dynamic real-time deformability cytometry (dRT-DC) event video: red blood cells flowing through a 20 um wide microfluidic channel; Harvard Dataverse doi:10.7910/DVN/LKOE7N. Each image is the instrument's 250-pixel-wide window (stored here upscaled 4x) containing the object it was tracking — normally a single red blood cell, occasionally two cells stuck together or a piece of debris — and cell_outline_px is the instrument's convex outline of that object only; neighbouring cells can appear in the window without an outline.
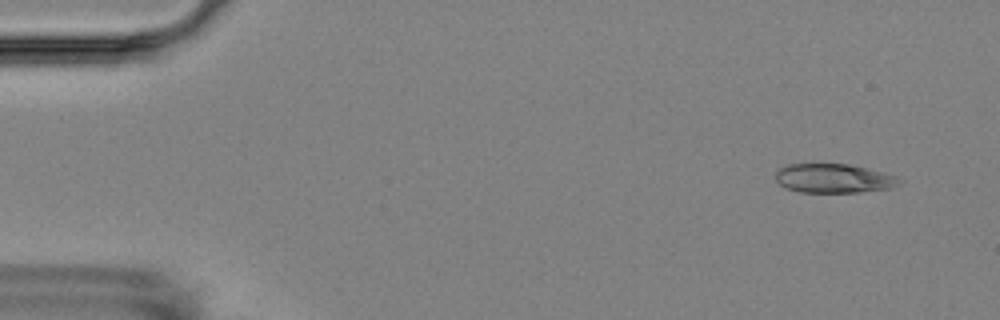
{"species": "Egyptian fruit bat (a non-hibernating species)", "species_latin": "Rousettus aegyptiacus", "temperature_condition": "room temperature", "stored_images_in_passage": 10, "camera_frame_rate_fps": 3000, "um_per_image_px": 0.085, "animal": {"sex": "female"}, "frame": {"image": 1, "passage_image": 1, "time_ms": 0.0, "image_size_px": [1000, 320], "cell_outline_px": [[904, 180], [900, 184], [892, 188], [860, 192], [800, 192], [784, 188], [776, 180], [776, 168], [788, 164], [848, 164], [884, 172], [896, 176]], "centroid_in_image_um": [70.87, 15.16], "position_along_channel_um": 14.1, "area_um2": 21.21}}
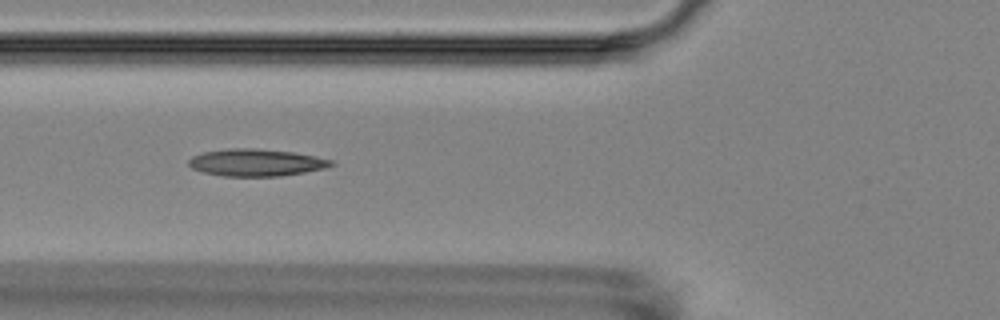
{"frame": {"image": 2, "passage_image": 6, "time_ms": 5.667, "image_size_px": [1000, 320], "cell_outline_px": [[336, 164], [324, 168], [304, 172], [280, 176], [224, 176], [204, 172], [192, 168], [188, 164], [188, 160], [192, 156], [204, 152], [228, 148], [256, 148], [292, 152], [316, 156], [332, 160]], "centroid_in_image_um": [21.77, 13.81], "position_along_channel_um": 104.0, "area_um2": 22.48}}
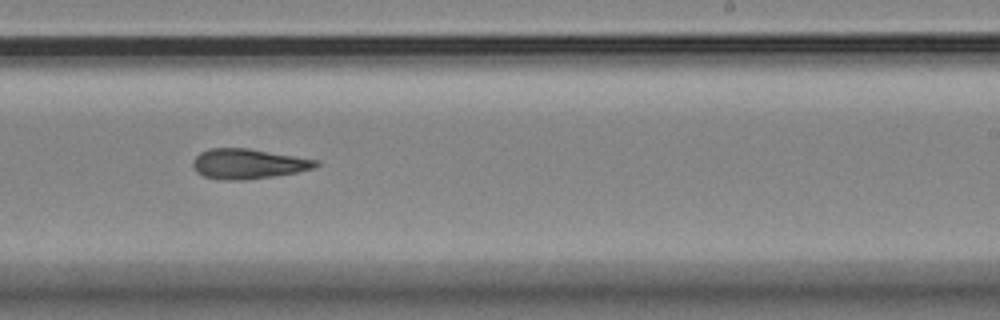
{"frame": {"image": 3, "passage_image": 10, "time_ms": 10.333, "image_size_px": [1000, 320], "cell_outline_px": [[320, 164], [316, 168], [296, 172], [272, 176], [244, 180], [220, 180], [204, 176], [196, 172], [192, 168], [192, 160], [200, 152], [212, 148], [248, 148], [320, 160]], "centroid_in_image_um": [21.09, 13.92], "position_along_channel_um": 267.9, "area_um2": 21.68}}